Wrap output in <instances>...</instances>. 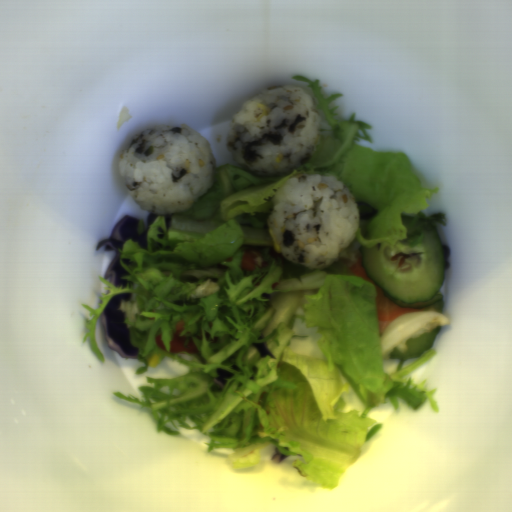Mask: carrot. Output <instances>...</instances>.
I'll list each match as a JSON object with an SVG mask.
<instances>
[{
  "label": "carrot",
  "instance_id": "b8716197",
  "mask_svg": "<svg viewBox=\"0 0 512 512\" xmlns=\"http://www.w3.org/2000/svg\"><path fill=\"white\" fill-rule=\"evenodd\" d=\"M350 270L358 277L370 281L376 288L377 319L380 336L382 335L387 324L391 321L395 320L403 314L420 311L421 308H402L388 299L383 293L381 287L366 274L362 264V259L353 265Z\"/></svg>",
  "mask_w": 512,
  "mask_h": 512
}]
</instances>
